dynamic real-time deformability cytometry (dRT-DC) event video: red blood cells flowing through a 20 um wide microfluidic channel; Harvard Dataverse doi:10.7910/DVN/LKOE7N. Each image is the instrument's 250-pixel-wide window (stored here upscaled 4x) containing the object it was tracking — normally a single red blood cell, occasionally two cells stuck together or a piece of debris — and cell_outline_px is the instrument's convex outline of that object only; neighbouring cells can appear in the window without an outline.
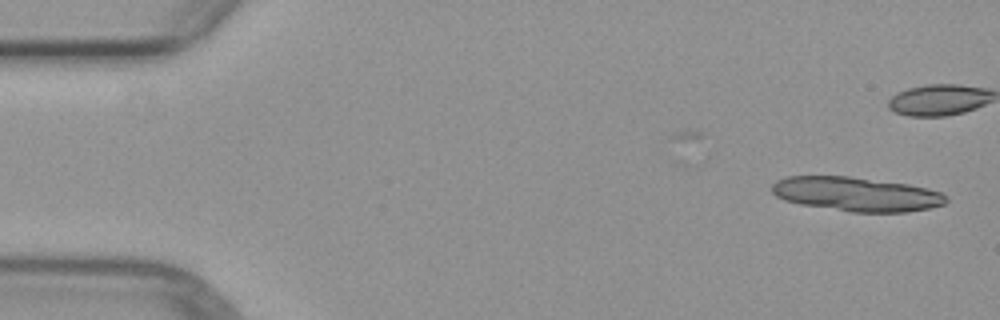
{"species": "common noctule bat (a hibernating species)", "species_latin": "Nyctalus noctula", "temperature_condition": "warm", "stored_images_in_passage": 7, "camera_frame_rate_fps": 3000, "um_per_image_px": 0.085, "animal": {"sex": "female", "body_mass_g": 29.2, "forearm_length_mm": 56.3}, "frame": {"image": 1, "passage_image": 1, "time_ms": 0.0, "image_size_px": [1000, 320], "cell_outline_px": [[948, 200], [944, 204], [932, 208], [908, 212], [852, 212], [800, 204], [784, 200], [776, 196], [772, 192], [772, 184], [776, 180], [788, 176], [848, 176], [908, 184], [928, 188], [944, 192], [948, 196]], "centroid_in_image_um": [72.84, 16.5], "position_along_channel_um": 12.2, "area_um2": 34.97}}
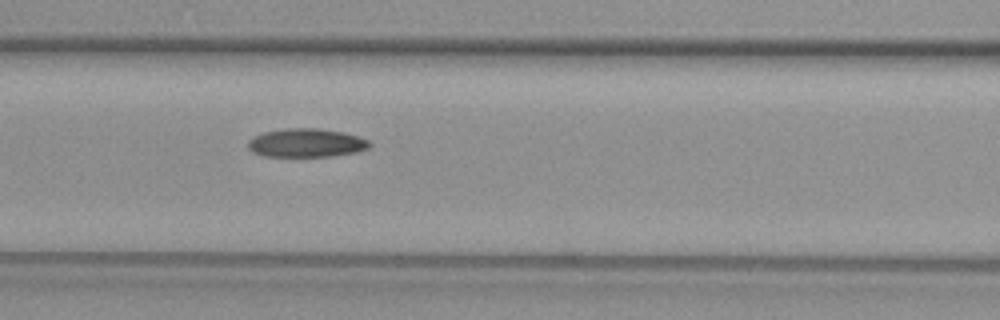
{"frame": {"image": 2, "passage_image": 7, "time_ms": 7.333, "image_size_px": [1000, 320], "cell_outline_px": [[372, 144], [368, 148], [356, 152], [332, 156], [264, 156], [252, 152], [248, 148], [248, 140], [264, 132], [284, 128], [320, 128], [344, 132], [368, 140]], "centroid_in_image_um": [26.03, 12.14], "position_along_channel_um": 140.6, "area_um2": 20.23}}